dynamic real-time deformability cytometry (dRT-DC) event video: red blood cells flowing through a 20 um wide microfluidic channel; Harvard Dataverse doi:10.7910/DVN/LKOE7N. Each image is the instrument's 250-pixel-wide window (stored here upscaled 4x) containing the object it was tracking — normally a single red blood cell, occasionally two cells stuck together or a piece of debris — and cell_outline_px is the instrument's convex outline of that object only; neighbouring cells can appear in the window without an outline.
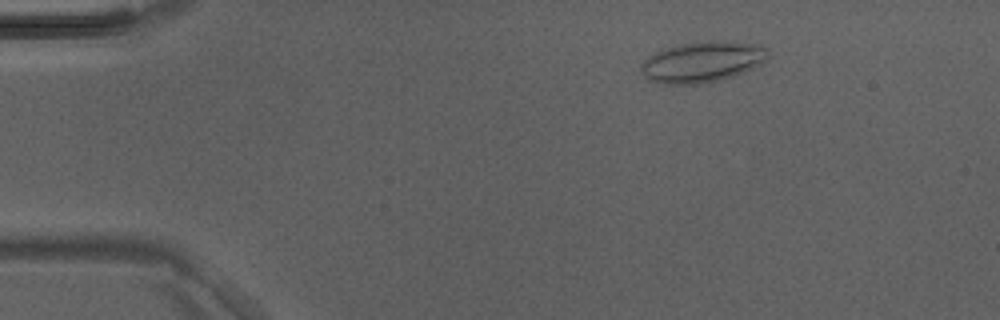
{"species": "Egyptian fruit bat (a non-hibernating species)", "species_latin": "Rousettus aegyptiacus", "temperature_condition": "room temperature", "stored_images_in_passage": 5, "camera_frame_rate_fps": 3000, "um_per_image_px": 0.085, "animal": {"sex": "male"}, "frame": {"image": 1, "passage_image": 3, "time_ms": 0.667, "image_size_px": [1000, 320], "cell_outline_px": [[768, 60], [744, 72], [732, 76], [700, 84], [664, 84], [648, 80], [640, 72], [640, 64], [648, 56], [664, 48], [680, 44], [708, 40], [712, 40], [760, 44], [768, 48]], "centroid_in_image_um": [59.69, 5.25], "position_along_channel_um": 25.3, "area_um2": 30.4}}